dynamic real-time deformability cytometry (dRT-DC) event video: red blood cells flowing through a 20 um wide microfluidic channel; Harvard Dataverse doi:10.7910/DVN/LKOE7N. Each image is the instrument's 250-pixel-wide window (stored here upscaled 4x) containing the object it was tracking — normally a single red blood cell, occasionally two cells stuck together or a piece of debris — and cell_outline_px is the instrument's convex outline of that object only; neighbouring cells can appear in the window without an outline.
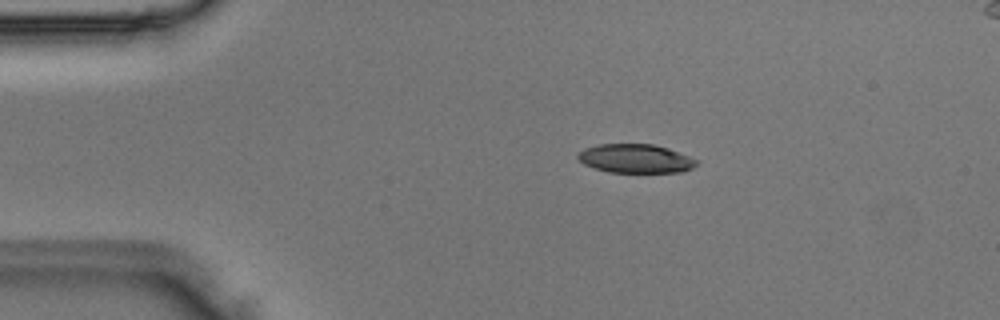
{"species": "Egyptian fruit bat (a non-hibernating species)", "species_latin": "Rousettus aegyptiacus", "temperature_condition": "room temperature", "stored_images_in_passage": 4, "camera_frame_rate_fps": 3000, "um_per_image_px": 0.085, "animal": {"sex": "male"}, "frame": {"image": 1, "passage_image": 2, "time_ms": 0.333, "image_size_px": [1000, 320], "cell_outline_px": [[700, 160], [692, 168], [684, 172], [608, 172], [584, 164], [576, 156], [584, 148], [600, 144], [652, 144], [668, 148]], "centroid_in_image_um": [54.05, 13.48], "position_along_channel_um": 30.9, "area_um2": 19.88}}